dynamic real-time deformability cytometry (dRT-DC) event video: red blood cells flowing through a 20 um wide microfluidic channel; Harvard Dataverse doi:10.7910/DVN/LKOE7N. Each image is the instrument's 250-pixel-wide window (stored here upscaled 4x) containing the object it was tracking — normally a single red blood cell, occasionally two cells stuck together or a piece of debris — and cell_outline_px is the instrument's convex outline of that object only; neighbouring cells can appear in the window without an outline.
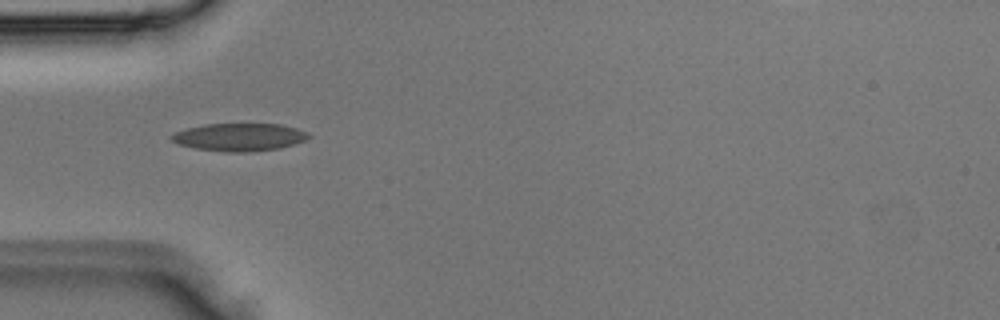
{"species": "Egyptian fruit bat (a non-hibernating species)", "species_latin": "Rousettus aegyptiacus", "temperature_condition": "room temperature", "stored_images_in_passage": 5, "camera_frame_rate_fps": 3000, "um_per_image_px": 0.085, "animal": {"sex": "male"}, "frame": {"image": 1, "passage_image": 4, "time_ms": 1.0, "image_size_px": [1000, 320], "cell_outline_px": [[312, 136], [304, 140], [280, 148], [248, 152], [224, 152], [196, 148], [176, 144], [172, 140], [172, 136], [176, 132], [188, 128], [204, 124], [280, 124], [296, 128], [308, 132]], "centroid_in_image_um": [20.36, 11.65], "position_along_channel_um": 64.6, "area_um2": 22.02}}
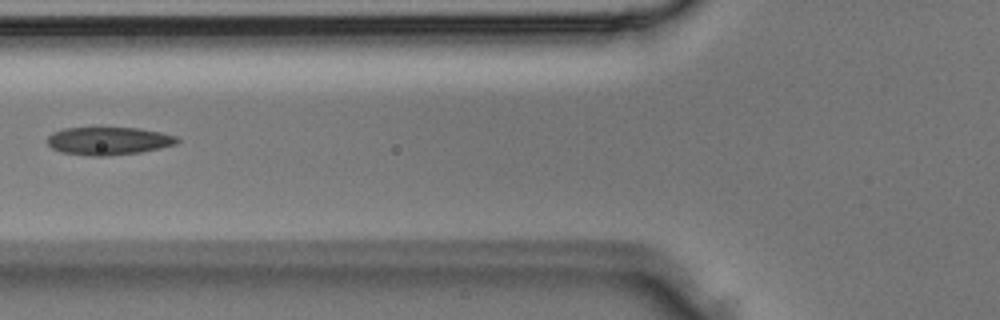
{"frame": {"image": 2, "passage_image": 5, "time_ms": 1.333, "image_size_px": [1000, 320], "cell_outline_px": [[180, 140], [176, 144], [160, 148], [140, 152], [108, 156], [88, 156], [60, 152], [52, 148], [48, 144], [48, 136], [52, 132], [64, 128], [140, 128], [160, 132], [176, 136]], "centroid_in_image_um": [9.22, 11.98], "position_along_channel_um": 116.6, "area_um2": 21.15}}